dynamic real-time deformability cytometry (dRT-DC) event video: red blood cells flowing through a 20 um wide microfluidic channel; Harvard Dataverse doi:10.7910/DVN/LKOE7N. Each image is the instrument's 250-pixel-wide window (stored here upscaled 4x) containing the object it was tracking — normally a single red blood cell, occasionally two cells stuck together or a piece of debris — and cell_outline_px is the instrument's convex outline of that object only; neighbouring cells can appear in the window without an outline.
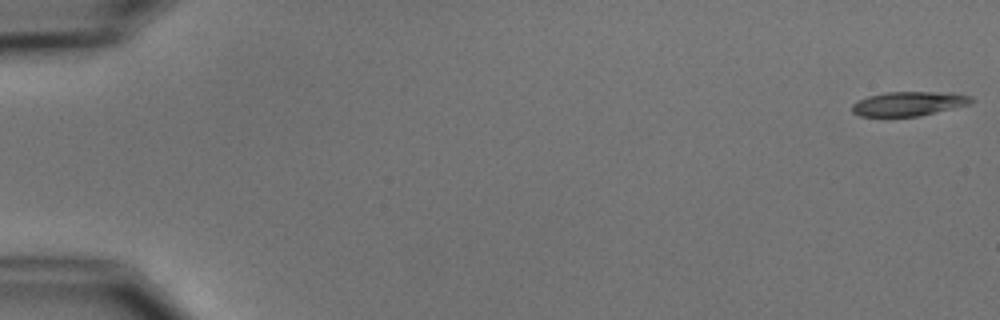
{"species": "common noctule bat (a hibernating species)", "species_latin": "Nyctalus noctula", "temperature_condition": "cold", "stored_images_in_passage": 8, "camera_frame_rate_fps": 3000, "um_per_image_px": 0.085, "animal": {"sex": "male", "body_mass_g": 15.6}, "frame": {"image": 1, "passage_image": 1, "time_ms": 0.0, "image_size_px": [1000, 320], "cell_outline_px": [[976, 100], [968, 104], [920, 116], [860, 116], [852, 112], [852, 104], [856, 100], [868, 96], [884, 92], [952, 92], [972, 96]], "centroid_in_image_um": [77.24, 8.8], "position_along_channel_um": 7.8, "area_um2": 16.99}}
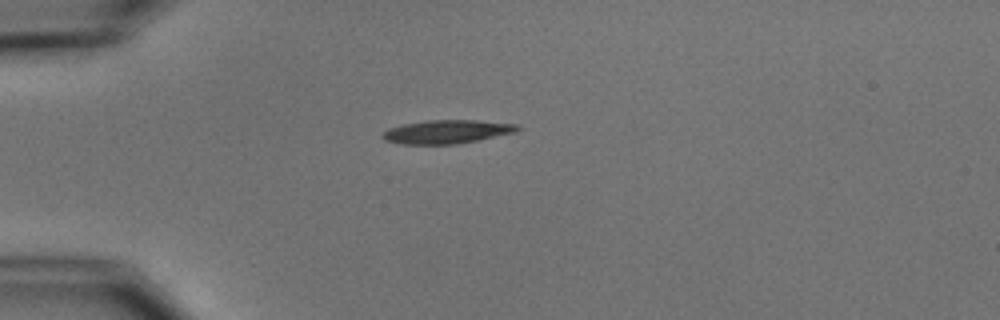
{"frame": {"image": 2, "passage_image": 5, "time_ms": 4.667, "image_size_px": [1000, 320], "cell_outline_px": [[520, 128], [516, 132], [456, 144], [404, 144], [384, 140], [380, 136], [388, 128], [404, 124], [428, 120], [476, 120], [516, 124]], "centroid_in_image_um": [37.96, 11.19], "position_along_channel_um": 47.0, "area_um2": 18.32}}